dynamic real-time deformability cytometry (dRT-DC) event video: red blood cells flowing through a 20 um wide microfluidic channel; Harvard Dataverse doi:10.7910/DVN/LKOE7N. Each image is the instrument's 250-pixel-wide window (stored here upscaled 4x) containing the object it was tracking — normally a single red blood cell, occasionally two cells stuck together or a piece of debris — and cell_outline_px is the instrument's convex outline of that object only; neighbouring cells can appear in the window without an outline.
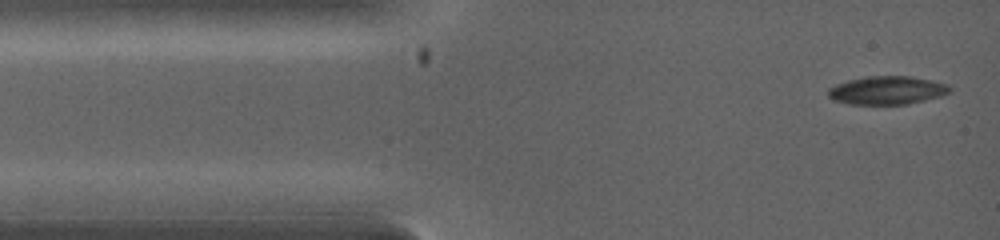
{"species": "common noctule bat (a hibernating species)", "species_latin": "Nyctalus noctula", "temperature_condition": "warm", "stored_images_in_passage": 8, "camera_frame_rate_fps": 5000, "um_per_image_px": 0.085, "animal": {"sex": "female", "body_mass_g": 19.0, "forearm_length_mm": 53.3}, "frame": {"image": 1, "passage_image": 1, "time_ms": 0.0, "image_size_px": [1000, 240], "cell_outline_px": [[948, 92], [940, 96], [924, 100], [904, 104], [852, 104], [836, 100], [828, 96], [828, 88], [836, 84], [848, 80], [864, 76], [912, 76], [932, 80], [948, 84]], "centroid_in_image_um": [75.38, 7.66], "position_along_channel_um": 9.6, "area_um2": 19.83}}
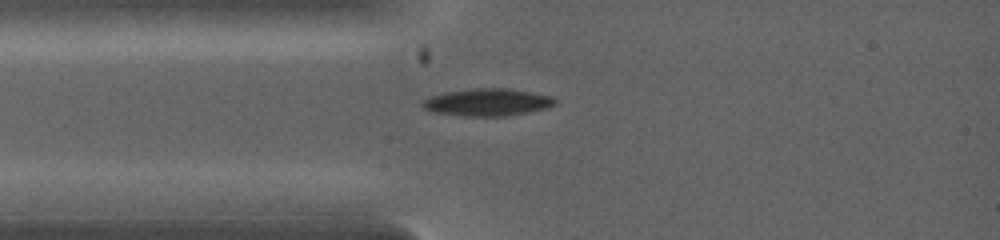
{"frame": {"image": 2, "passage_image": 5, "time_ms": 1.6, "image_size_px": [1000, 240], "cell_outline_px": [[556, 104], [544, 108], [504, 116], [460, 116], [432, 112], [424, 108], [420, 104], [428, 96], [444, 92], [472, 88], [508, 88], [552, 96], [556, 100]], "centroid_in_image_um": [41.36, 8.68], "position_along_channel_um": 43.6, "area_um2": 21.1}}
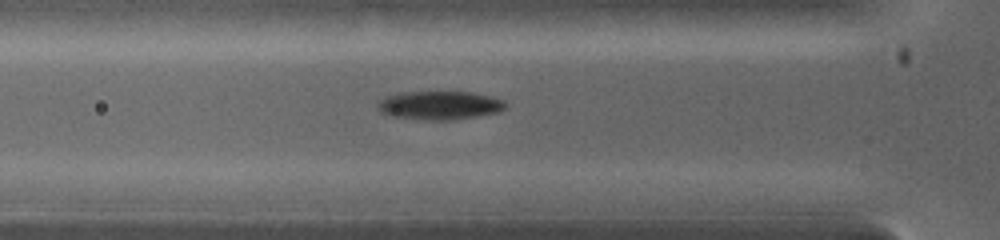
{"frame": {"image": 3, "passage_image": 7, "time_ms": 2.4, "image_size_px": [1000, 240], "cell_outline_px": [[504, 108], [496, 112], [476, 116], [448, 120], [428, 120], [392, 116], [380, 112], [376, 108], [376, 104], [380, 100], [388, 96], [400, 92], [472, 92], [492, 96], [504, 100]], "centroid_in_image_um": [37.32, 8.94], "position_along_channel_um": 88.5, "area_um2": 21.1}}